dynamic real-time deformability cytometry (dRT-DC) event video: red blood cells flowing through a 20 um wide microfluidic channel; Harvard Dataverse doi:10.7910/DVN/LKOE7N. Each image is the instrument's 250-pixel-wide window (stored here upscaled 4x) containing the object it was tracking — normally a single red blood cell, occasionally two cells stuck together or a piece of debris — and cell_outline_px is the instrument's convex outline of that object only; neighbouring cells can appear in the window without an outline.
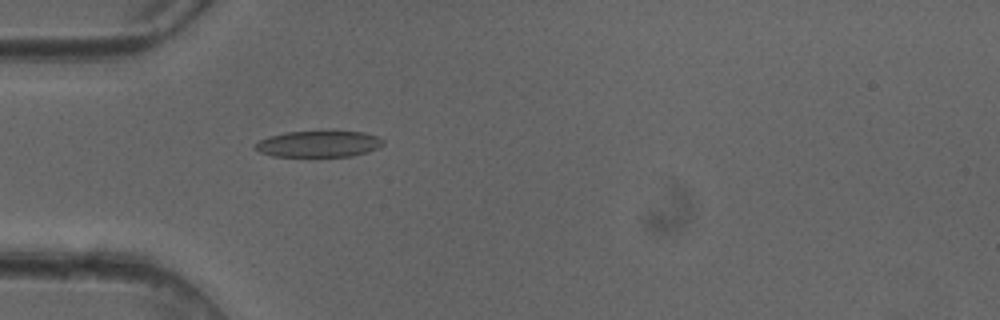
{"species": "common noctule bat (a hibernating species)", "species_latin": "Nyctalus noctula", "temperature_condition": "cold", "stored_images_in_passage": 50, "camera_frame_rate_fps": 3000, "um_per_image_px": 0.085, "animal": {"sex": "female"}, "frame": {"image": 1, "passage_image": 15, "time_ms": 4.667, "image_size_px": [1000, 320], "cell_outline_px": [[384, 144], [368, 152], [352, 156], [312, 160], [272, 156], [260, 152], [252, 148], [252, 144], [268, 136], [284, 132], [332, 128], [364, 132], [376, 136], [384, 140]], "centroid_in_image_um": [27.04, 12.24], "position_along_channel_um": 58.0, "area_um2": 21.85}}
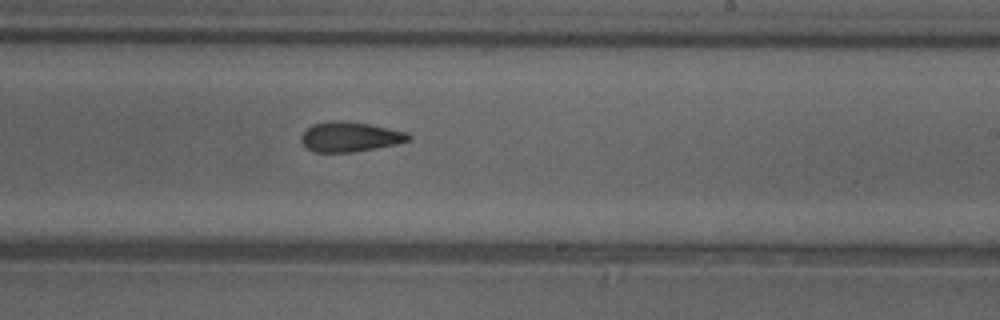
{"frame": {"image": 2, "passage_image": 30, "time_ms": 9.667, "image_size_px": [1000, 320], "cell_outline_px": [[412, 140], [396, 144], [352, 152], [316, 152], [308, 148], [300, 140], [300, 136], [312, 124], [332, 120], [336, 120], [372, 124], [408, 132], [412, 136]], "centroid_in_image_um": [29.79, 11.61], "position_along_channel_um": 259.2, "area_um2": 18.73}}
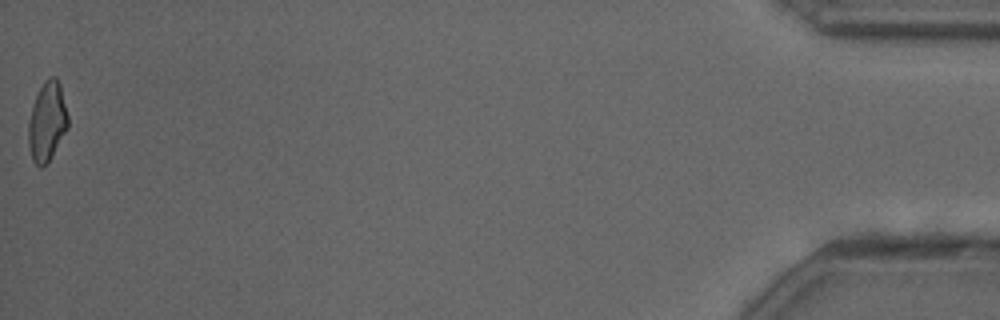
{"frame": {"image": 3, "passage_image": 50, "time_ms": 16.333, "image_size_px": [1000, 320], "cell_outline_px": [[68, 128], [48, 160], [40, 168], [32, 160], [28, 144], [28, 120], [36, 96], [44, 80], [48, 76], [56, 76], [60, 84], [68, 116]], "centroid_in_image_um": [4.0, 10.3], "position_along_channel_um": 431.2, "area_um2": 18.09}, "authors_computed_cell_mechanics": {"area_um2": 19.1318, "velocity_mm_per_s": 4.1129, "shape_relaxation_time_tau1_ms": null, "shape_relaxation_time_tau2_ms": 2.8359, "deformation_change_tau1": null, "deformation_change_tau2": 0.1122}}